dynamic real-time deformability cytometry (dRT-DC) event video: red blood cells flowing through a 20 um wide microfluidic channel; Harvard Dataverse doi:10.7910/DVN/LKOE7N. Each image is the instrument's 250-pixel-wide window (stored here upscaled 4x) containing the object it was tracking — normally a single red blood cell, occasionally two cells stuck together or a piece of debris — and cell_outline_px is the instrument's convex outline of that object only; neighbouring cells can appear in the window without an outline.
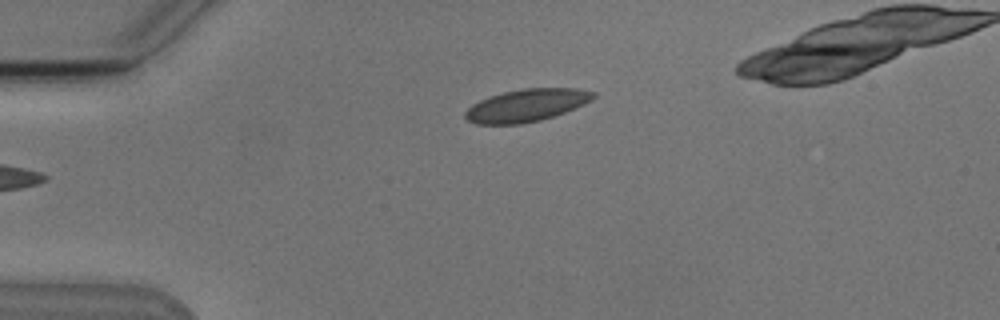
{"species": "Egyptian fruit bat (a non-hibernating species)", "species_latin": "Rousettus aegyptiacus", "temperature_condition": "cold", "stored_images_in_passage": 2, "camera_frame_rate_fps": 3000, "um_per_image_px": 0.085, "animal": {"sex": "male"}, "frame": {"image": 1, "passage_image": 2, "time_ms": 1.333, "image_size_px": [1000, 320], "cell_outline_px": [[596, 96], [592, 100], [576, 108], [540, 120], [524, 124], [476, 124], [468, 120], [464, 116], [464, 112], [472, 104], [488, 96], [504, 92], [524, 88], [576, 88], [596, 92]], "centroid_in_image_um": [44.76, 8.95], "position_along_channel_um": 40.2, "area_um2": 24.33}}